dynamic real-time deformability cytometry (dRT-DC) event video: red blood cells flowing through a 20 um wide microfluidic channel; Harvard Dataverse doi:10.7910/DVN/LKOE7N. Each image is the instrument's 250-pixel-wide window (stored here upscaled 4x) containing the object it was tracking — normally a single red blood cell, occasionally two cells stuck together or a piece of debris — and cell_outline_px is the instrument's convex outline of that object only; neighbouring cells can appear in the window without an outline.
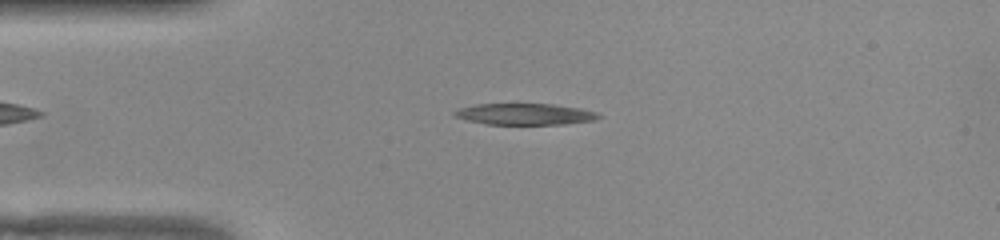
{"species": "common noctule bat (a hibernating species)", "species_latin": "Nyctalus noctula", "temperature_condition": "warm", "stored_images_in_passage": 32, "camera_frame_rate_fps": 3000, "um_per_image_px": 0.085, "animal": {"sex": "female", "body_mass_g": 22.0, "forearm_length_mm": 56.7}, "frame": {"image": 1, "passage_image": 2, "time_ms": 0.333, "image_size_px": [1000, 240], "cell_outline_px": [[600, 116], [596, 120], [564, 124], [484, 124], [452, 116], [452, 112], [460, 108], [476, 104], [552, 104], [580, 108], [596, 112]], "centroid_in_image_um": [44.59, 9.7], "position_along_channel_um": 40.4, "area_um2": 17.86}}
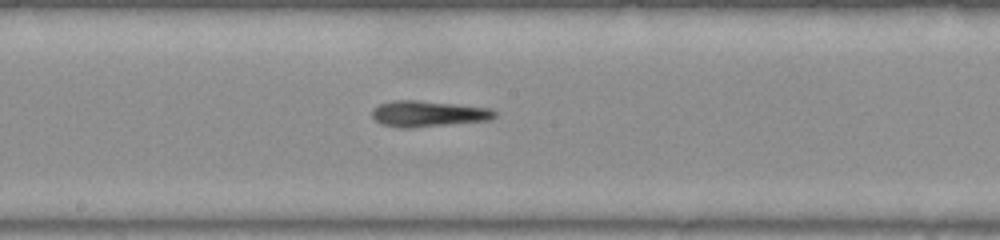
{"frame": {"image": 2, "passage_image": 17, "time_ms": 5.333, "image_size_px": [1000, 240], "cell_outline_px": [[496, 116], [492, 120], [412, 128], [396, 128], [380, 124], [372, 116], [372, 108], [380, 104], [392, 100], [416, 100], [492, 108], [496, 112]], "centroid_in_image_um": [36.38, 9.68], "position_along_channel_um": 211.8, "area_um2": 18.79}}
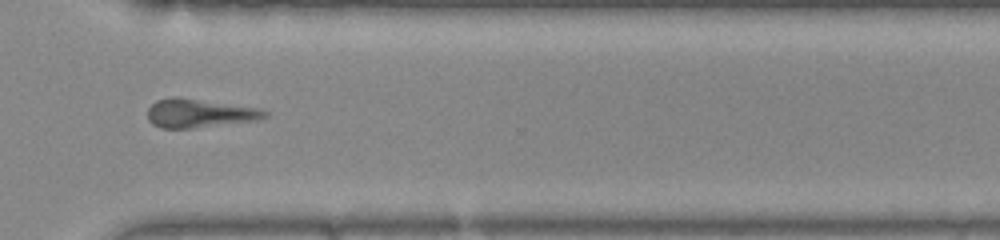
{"frame": {"image": 3, "passage_image": 28, "time_ms": 9.0, "image_size_px": [1000, 240], "cell_outline_px": [[268, 116], [256, 120], [192, 128], [160, 128], [152, 124], [148, 120], [148, 108], [156, 100], [172, 96], [260, 108], [268, 112]], "centroid_in_image_um": [16.91, 9.62], "position_along_channel_um": 353.7, "area_um2": 19.42}}